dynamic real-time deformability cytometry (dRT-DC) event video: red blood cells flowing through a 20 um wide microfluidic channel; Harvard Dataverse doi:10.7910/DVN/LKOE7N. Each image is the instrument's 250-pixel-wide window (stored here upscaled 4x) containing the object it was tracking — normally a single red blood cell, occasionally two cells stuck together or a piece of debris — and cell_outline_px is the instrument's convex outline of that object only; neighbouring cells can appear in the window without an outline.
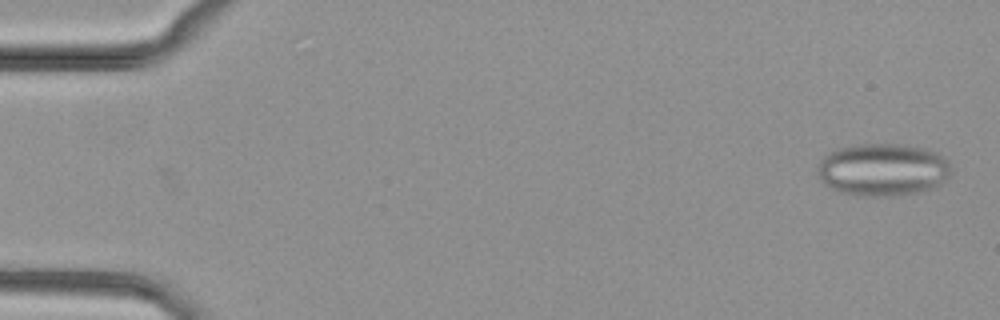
{"species": "common noctule bat (a hibernating species)", "species_latin": "Nyctalus noctula", "temperature_condition": "cold", "stored_images_in_passage": 49, "segment_of_instrument_passage": [1, 2], "camera_frame_rate_fps": 3000, "um_per_image_px": 0.085, "animal": {"sex": "female", "body_mass_g": 29.2, "forearm_length_mm": 56.3}, "frame": {"image": 1, "passage_image": 1, "time_ms": 0.0, "image_size_px": [1000, 320], "cell_outline_px": [[948, 176], [936, 188], [920, 192], [896, 196], [860, 196], [840, 192], [824, 184], [816, 168], [820, 160], [828, 152], [840, 148], [856, 144], [900, 144], [928, 148], [936, 152], [948, 160]], "centroid_in_image_um": [75.03, 14.42], "position_along_channel_um": 10.0, "area_um2": 41.15}}